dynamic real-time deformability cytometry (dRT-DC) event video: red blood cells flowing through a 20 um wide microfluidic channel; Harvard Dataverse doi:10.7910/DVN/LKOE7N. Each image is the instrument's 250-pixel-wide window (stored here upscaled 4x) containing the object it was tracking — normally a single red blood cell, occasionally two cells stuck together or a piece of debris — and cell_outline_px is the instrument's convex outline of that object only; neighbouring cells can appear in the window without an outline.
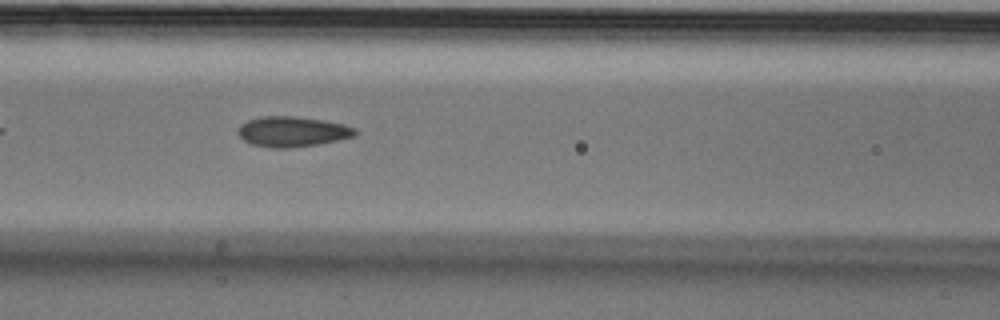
{"species": "Egyptian fruit bat (a non-hibernating species)", "species_latin": "Rousettus aegyptiacus", "temperature_condition": "cold", "stored_images_in_passage": 42, "camera_frame_rate_fps": 3000, "um_per_image_px": 0.085, "animal": {"sex": "male"}, "frame": {"image": 1, "passage_image": 10, "time_ms": 3.0, "image_size_px": [1000, 320], "cell_outline_px": [[360, 132], [356, 136], [316, 144], [292, 148], [272, 148], [252, 144], [244, 140], [236, 132], [236, 128], [240, 124], [248, 120], [260, 116], [292, 116], [324, 120], [344, 124], [356, 128]], "centroid_in_image_um": [24.85, 11.18], "position_along_channel_um": 141.8, "area_um2": 20.87}}
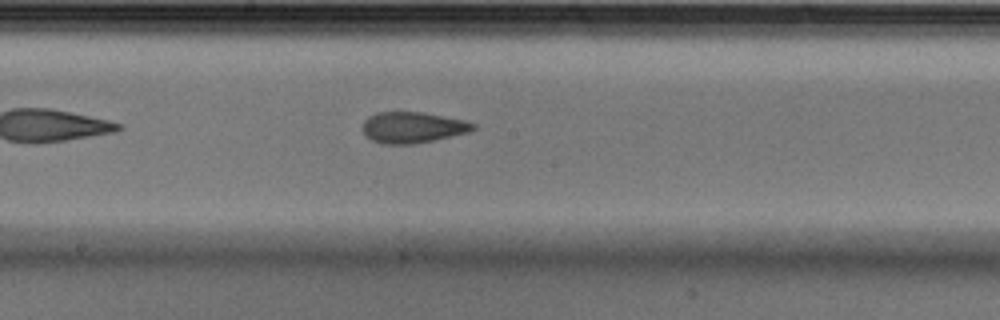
{"frame": {"image": 2, "passage_image": 16, "time_ms": 5.0, "image_size_px": [1000, 320], "cell_outline_px": [[476, 128], [468, 132], [432, 140], [412, 144], [384, 144], [372, 140], [364, 132], [364, 120], [368, 116], [376, 112], [424, 112], [464, 120], [476, 124]], "centroid_in_image_um": [35.08, 10.82], "position_along_channel_um": 213.1, "area_um2": 19.77}}
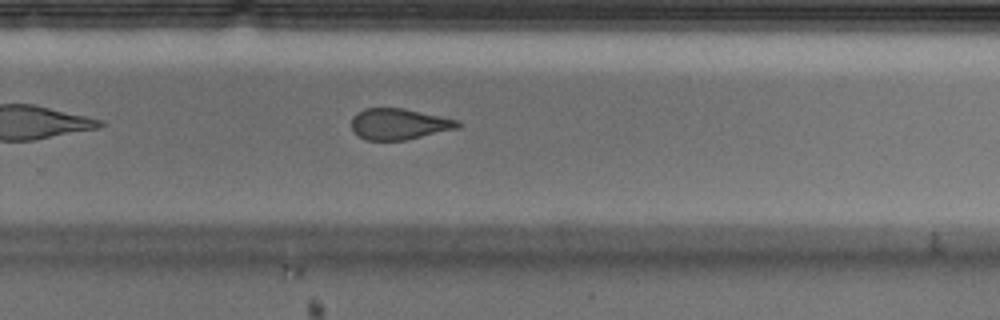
{"frame": {"image": 3, "passage_image": 23, "time_ms": 7.333, "image_size_px": [1000, 320], "cell_outline_px": [[464, 124], [456, 128], [404, 140], [368, 140], [360, 136], [352, 128], [352, 116], [356, 112], [364, 108], [404, 108], [440, 116], [456, 120]], "centroid_in_image_um": [33.89, 10.52], "position_along_channel_um": 295.9, "area_um2": 18.96}, "authors_computed_cell_mechanics": {"area_um2": 20.7791, "velocity_mm_per_s": 3.5732, "shape_relaxation_time_tau1_ms": 7.4499, "shape_relaxation_time_tau2_ms": 1.8722, "deformation_change_tau1": 0.1435, "deformation_change_tau2": 0.0767}}